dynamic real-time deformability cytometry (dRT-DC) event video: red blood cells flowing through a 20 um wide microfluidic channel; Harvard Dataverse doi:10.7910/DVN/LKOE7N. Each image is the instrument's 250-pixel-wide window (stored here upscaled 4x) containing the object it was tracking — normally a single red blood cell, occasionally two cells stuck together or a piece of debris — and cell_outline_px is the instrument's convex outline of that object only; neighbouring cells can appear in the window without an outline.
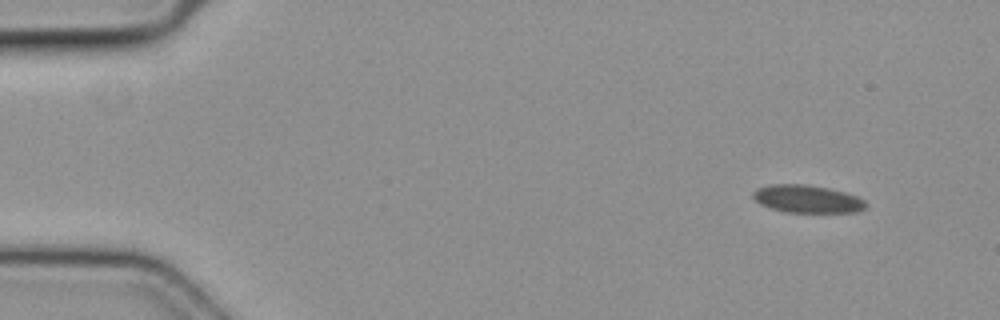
{"species": "common noctule bat (a hibernating species)", "species_latin": "Nyctalus noctula", "temperature_condition": "cold", "stored_images_in_passage": 4, "camera_frame_rate_fps": 3000, "um_per_image_px": 0.085, "animal": {"sex": "female", "body_mass_g": 19.3, "forearm_length_mm": 54.1}, "frame": {"image": 1, "passage_image": 1, "time_ms": 0.0, "image_size_px": [1000, 320], "cell_outline_px": [[868, 204], [864, 208], [856, 212], [784, 212], [760, 204], [752, 196], [752, 192], [756, 188], [768, 184], [808, 184], [828, 188], [844, 192], [856, 196], [864, 200]], "centroid_in_image_um": [68.58, 16.9], "position_along_channel_um": 16.4, "area_um2": 18.26}}
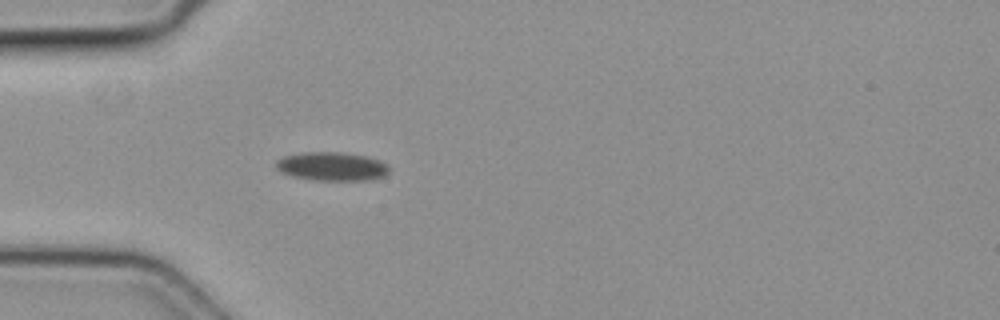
{"frame": {"image": 2, "passage_image": 4, "time_ms": 1.0, "image_size_px": [1000, 320], "cell_outline_px": [[388, 172], [384, 176], [372, 180], [312, 180], [292, 176], [280, 172], [276, 168], [276, 160], [284, 156], [300, 152], [340, 152], [364, 156], [380, 160], [388, 164]], "centroid_in_image_um": [28.19, 14.14], "position_along_channel_um": 56.8, "area_um2": 19.02}}